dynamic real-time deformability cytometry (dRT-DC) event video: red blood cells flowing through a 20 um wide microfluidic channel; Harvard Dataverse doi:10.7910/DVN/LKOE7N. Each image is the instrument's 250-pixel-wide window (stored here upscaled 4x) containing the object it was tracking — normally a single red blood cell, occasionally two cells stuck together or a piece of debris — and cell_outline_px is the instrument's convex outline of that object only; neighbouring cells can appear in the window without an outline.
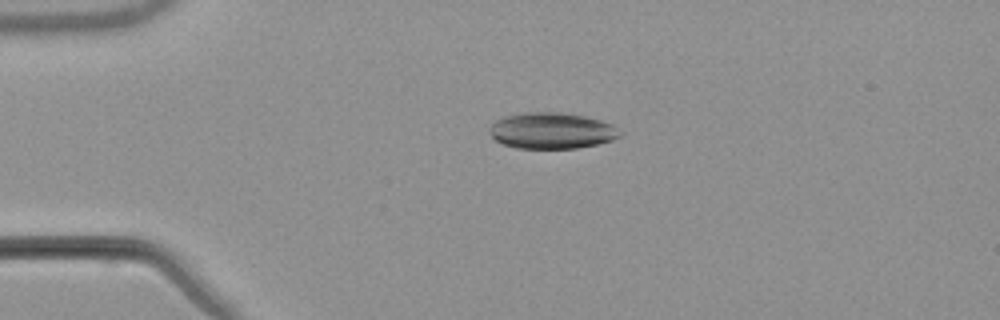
{"species": "common noctule bat (a hibernating species)", "species_latin": "Nyctalus noctula", "temperature_condition": "warm", "stored_images_in_passage": 48, "camera_frame_rate_fps": 3000, "um_per_image_px": 0.085, "animal": {"sex": "male", "body_mass_g": 21.5, "forearm_length_mm": 52.0}, "frame": {"image": 1, "passage_image": 7, "time_ms": 2.0, "image_size_px": [1000, 320], "cell_outline_px": [[624, 132], [620, 136], [612, 140], [596, 144], [576, 148], [516, 148], [504, 144], [496, 140], [488, 132], [488, 128], [496, 120], [504, 116], [524, 112], [560, 112], [584, 116], [600, 120], [612, 124]], "centroid_in_image_um": [46.9, 11.1], "position_along_channel_um": 38.1, "area_um2": 27.57}}
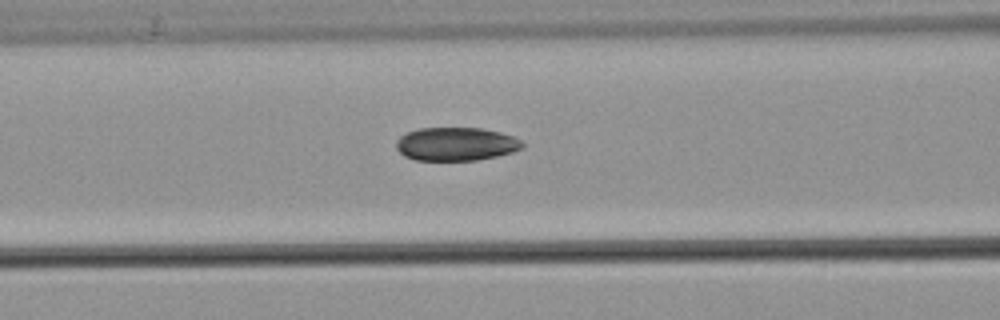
{"frame": {"image": 2, "passage_image": 17, "time_ms": 5.333, "image_size_px": [1000, 320], "cell_outline_px": [[524, 148], [512, 152], [496, 156], [476, 160], [416, 160], [404, 156], [396, 148], [396, 140], [404, 132], [420, 128], [484, 128], [500, 132], [512, 136], [520, 140], [524, 144]], "centroid_in_image_um": [38.74, 12.23], "position_along_channel_um": 127.9, "area_um2": 24.68}}
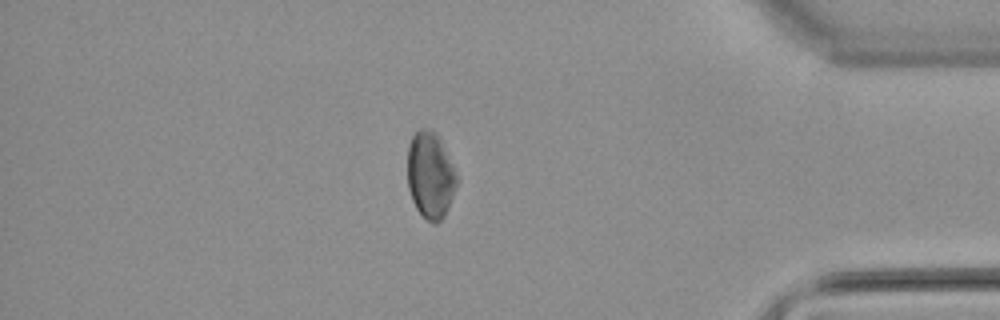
{"frame": {"image": 3, "passage_image": 41, "time_ms": 13.333, "image_size_px": [1000, 320], "cell_outline_px": [[460, 180], [444, 216], [436, 224], [432, 224], [416, 208], [412, 200], [408, 188], [408, 144], [412, 136], [420, 128], [432, 128], [440, 136]], "centroid_in_image_um": [36.6, 14.85], "position_along_channel_um": 398.6, "area_um2": 25.32}, "authors_computed_cell_mechanics": {"area_um2": 25.6921, "velocity_mm_per_s": 3.8041, "shape_relaxation_time_tau1_ms": 5.1617, "shape_relaxation_time_tau2_ms": 2.4697, "deformation_change_tau1": 0.1077, "deformation_change_tau2": 0.065}}